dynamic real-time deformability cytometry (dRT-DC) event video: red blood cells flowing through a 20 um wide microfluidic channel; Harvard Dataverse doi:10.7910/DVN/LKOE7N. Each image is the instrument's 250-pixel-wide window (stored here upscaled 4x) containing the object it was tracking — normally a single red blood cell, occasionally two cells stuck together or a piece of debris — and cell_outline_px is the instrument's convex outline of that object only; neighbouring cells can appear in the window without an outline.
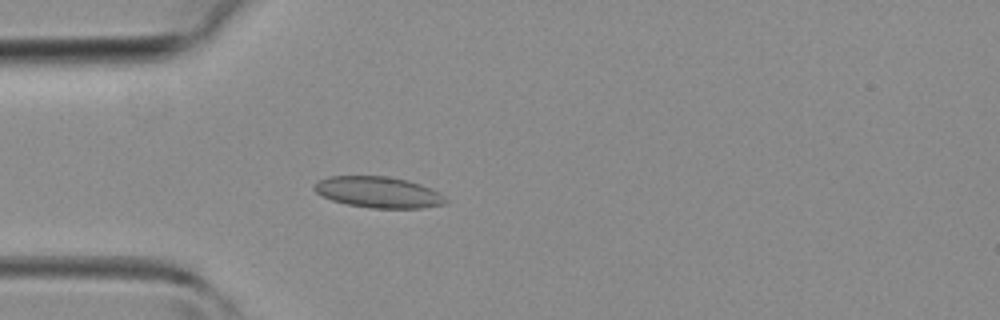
{"species": "common noctule bat (a hibernating species)", "species_latin": "Nyctalus noctula", "temperature_condition": "room temperature", "stored_images_in_passage": 41, "camera_frame_rate_fps": 3000, "um_per_image_px": 0.085, "animal": {"sex": "female", "body_mass_g": 19.3, "forearm_length_mm": 54.1}, "frame": {"image": 1, "passage_image": 11, "time_ms": 3.333, "image_size_px": [1000, 320], "cell_outline_px": [[448, 200], [444, 204], [420, 208], [372, 208], [348, 204], [332, 200], [316, 192], [312, 188], [312, 184], [328, 176], [384, 176], [408, 180], [420, 184], [440, 192]], "centroid_in_image_um": [32.16, 16.33], "position_along_channel_um": 52.8, "area_um2": 23.76}}
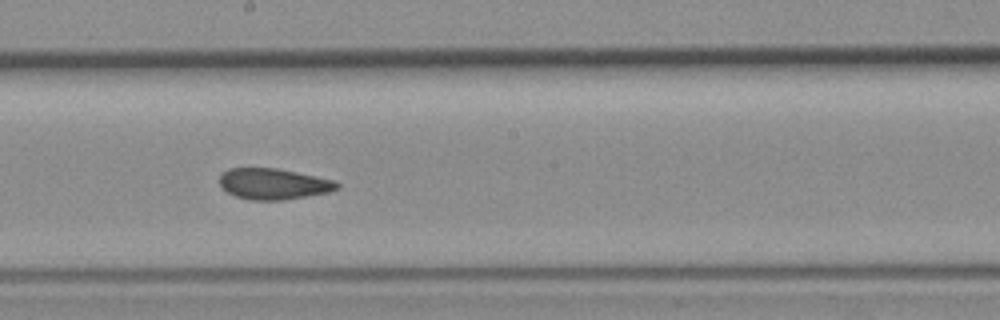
{"frame": {"image": 2, "passage_image": 22, "time_ms": 7.0, "image_size_px": [1000, 320], "cell_outline_px": [[340, 188], [328, 192], [284, 200], [248, 200], [236, 196], [228, 192], [220, 184], [220, 172], [228, 168], [276, 168], [336, 180], [340, 184]], "centroid_in_image_um": [23.25, 15.63], "position_along_channel_um": 224.9, "area_um2": 21.27}}
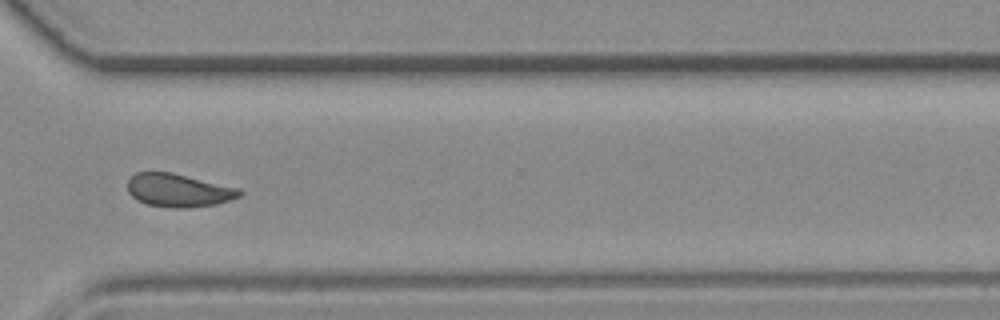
{"frame": {"image": 3, "passage_image": 30, "time_ms": 9.667, "image_size_px": [1000, 320], "cell_outline_px": [[244, 192], [240, 196], [216, 204], [188, 208], [172, 208], [148, 204], [136, 200], [128, 192], [128, 180], [136, 172], [172, 172], [240, 188]], "centroid_in_image_um": [15.18, 16.17], "position_along_channel_um": 355.4, "area_um2": 21.73}}